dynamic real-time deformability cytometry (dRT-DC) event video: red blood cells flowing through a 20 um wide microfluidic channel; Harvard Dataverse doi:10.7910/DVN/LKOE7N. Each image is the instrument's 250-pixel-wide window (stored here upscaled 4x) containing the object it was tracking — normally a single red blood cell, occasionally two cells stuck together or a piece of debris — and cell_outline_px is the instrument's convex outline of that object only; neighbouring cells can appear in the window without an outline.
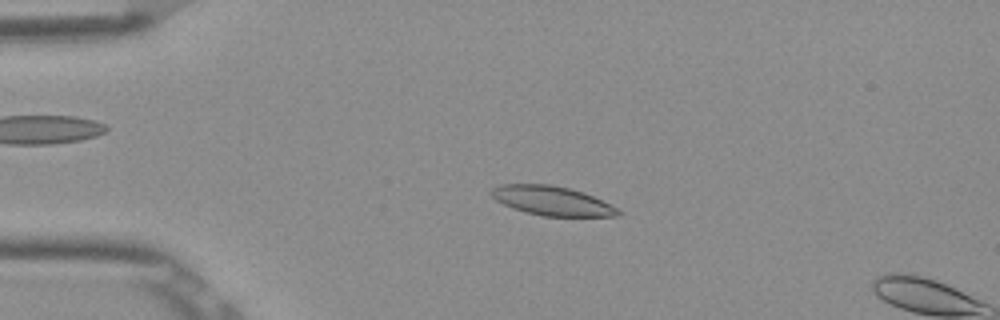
{"species": "Egyptian fruit bat (a non-hibernating species)", "species_latin": "Rousettus aegyptiacus", "temperature_condition": "room temperature", "stored_images_in_passage": 14, "camera_frame_rate_fps": 3000, "um_per_image_px": 0.085, "frame": {"image": 1, "passage_image": 12, "time_ms": 3.667, "image_size_px": [1000, 320], "cell_outline_px": [[620, 216], [540, 216], [524, 212], [512, 208], [496, 200], [492, 196], [492, 188], [500, 184], [552, 184], [584, 192], [616, 208], [620, 212]], "centroid_in_image_um": [46.88, 17.06], "position_along_channel_um": 38.1, "area_um2": 21.44}}